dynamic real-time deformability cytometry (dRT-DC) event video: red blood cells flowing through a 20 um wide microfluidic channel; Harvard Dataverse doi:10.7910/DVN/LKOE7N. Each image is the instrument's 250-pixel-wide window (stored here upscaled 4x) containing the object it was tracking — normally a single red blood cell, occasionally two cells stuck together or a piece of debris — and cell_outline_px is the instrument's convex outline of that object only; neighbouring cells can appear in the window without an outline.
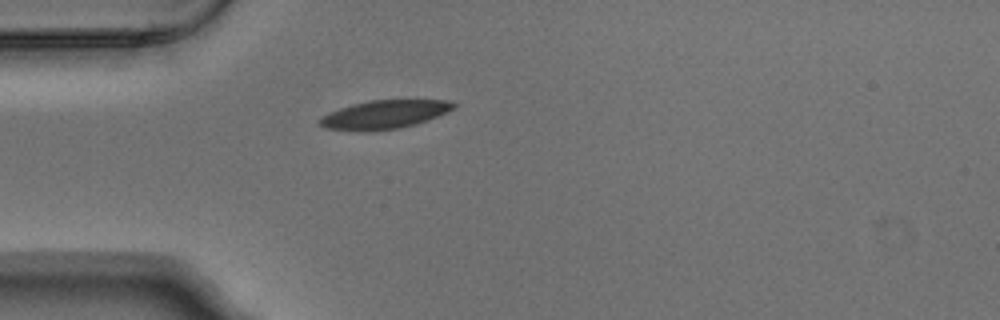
{"species": "Egyptian fruit bat (a non-hibernating species)", "species_latin": "Rousettus aegyptiacus", "temperature_condition": "warm", "stored_images_in_passage": 1, "camera_frame_rate_fps": 3000, "um_per_image_px": 0.085, "animal": {"sex": "male"}, "frame": {"image": 1, "passage_image": 1, "time_ms": 0.0, "image_size_px": [1000, 320], "cell_outline_px": [[460, 104], [456, 108], [416, 124], [396, 128], [324, 128], [316, 120], [328, 112], [352, 104], [368, 100], [452, 100]], "centroid_in_image_um": [32.76, 9.66], "position_along_channel_um": 52.2, "area_um2": 21.39}}